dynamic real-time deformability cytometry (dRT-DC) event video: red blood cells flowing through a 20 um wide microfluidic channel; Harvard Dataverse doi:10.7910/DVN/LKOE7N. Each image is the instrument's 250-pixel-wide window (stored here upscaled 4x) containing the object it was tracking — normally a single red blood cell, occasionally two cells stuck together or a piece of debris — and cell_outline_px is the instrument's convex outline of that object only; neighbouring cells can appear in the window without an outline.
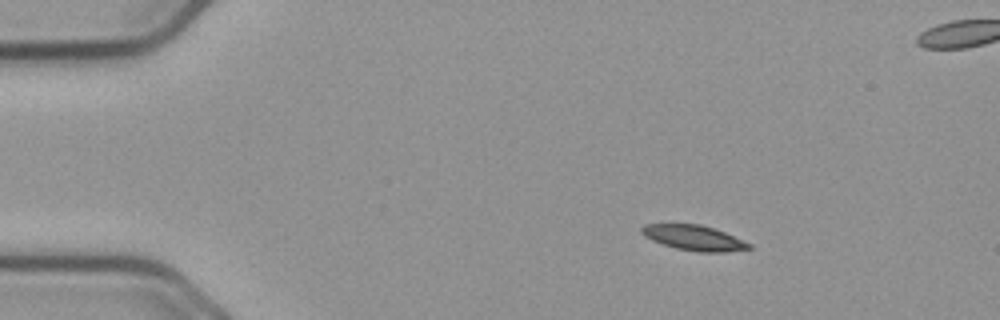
{"species": "common noctule bat (a hibernating species)", "species_latin": "Nyctalus noctula", "temperature_condition": "cold", "stored_images_in_passage": 57, "camera_frame_rate_fps": 3000, "um_per_image_px": 0.085, "animal": {"sex": "male", "body_mass_g": 23.1, "forearm_length_mm": 52.7}, "frame": {"image": 1, "passage_image": 9, "time_ms": 2.667, "image_size_px": [1000, 320], "cell_outline_px": [[752, 248], [724, 252], [696, 252], [676, 248], [652, 240], [644, 236], [640, 232], [640, 228], [644, 224], [700, 224], [724, 232], [752, 244]], "centroid_in_image_um": [58.96, 20.21], "position_along_channel_um": 26.0, "area_um2": 15.66}}
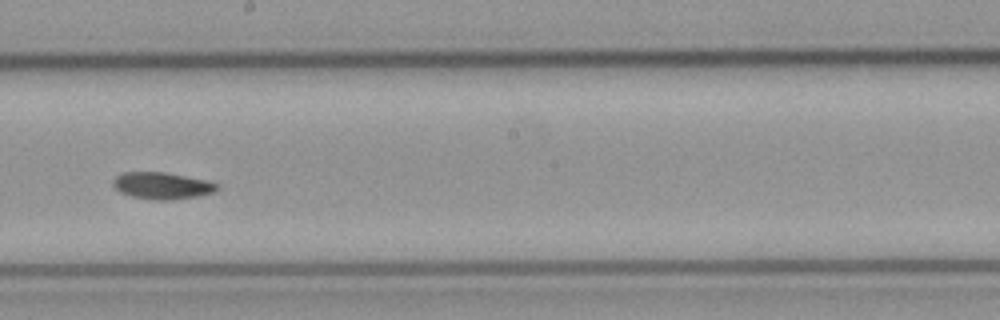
{"frame": {"image": 2, "passage_image": 32, "time_ms": 10.333, "image_size_px": [1000, 320], "cell_outline_px": [[220, 188], [216, 192], [200, 196], [172, 200], [156, 200], [132, 196], [120, 192], [112, 184], [112, 180], [116, 176], [124, 172], [164, 172], [208, 180], [220, 184]], "centroid_in_image_um": [13.84, 15.78], "position_along_channel_um": 234.4, "area_um2": 16.47}}
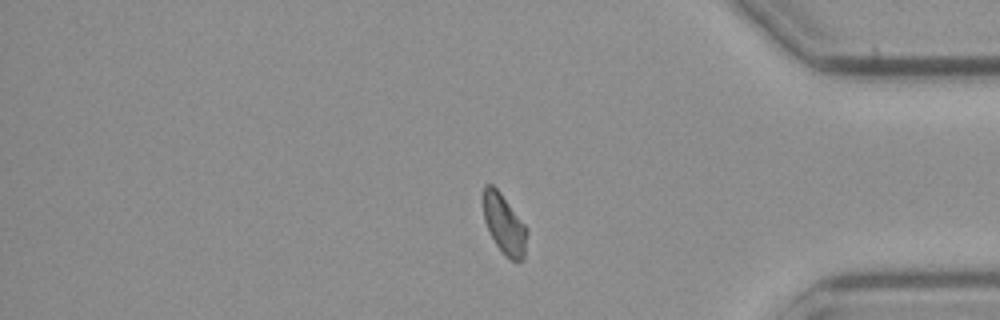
{"frame": {"image": 3, "passage_image": 47, "time_ms": 15.333, "image_size_px": [1000, 320], "cell_outline_px": [[528, 232], [524, 260], [516, 264], [496, 244], [484, 220], [484, 184], [492, 184], [500, 192], [528, 228]], "centroid_in_image_um": [42.91, 19.08], "position_along_channel_um": 392.3, "area_um2": 15.09}, "authors_computed_cell_mechanics": {"area_um2": 15.7794, "velocity_mm_per_s": 3.6571, "shape_relaxation_time_tau1_ms": 7.0592, "shape_relaxation_time_tau2_ms": null, "deformation_change_tau1": 0.1405, "deformation_change_tau2": null}}